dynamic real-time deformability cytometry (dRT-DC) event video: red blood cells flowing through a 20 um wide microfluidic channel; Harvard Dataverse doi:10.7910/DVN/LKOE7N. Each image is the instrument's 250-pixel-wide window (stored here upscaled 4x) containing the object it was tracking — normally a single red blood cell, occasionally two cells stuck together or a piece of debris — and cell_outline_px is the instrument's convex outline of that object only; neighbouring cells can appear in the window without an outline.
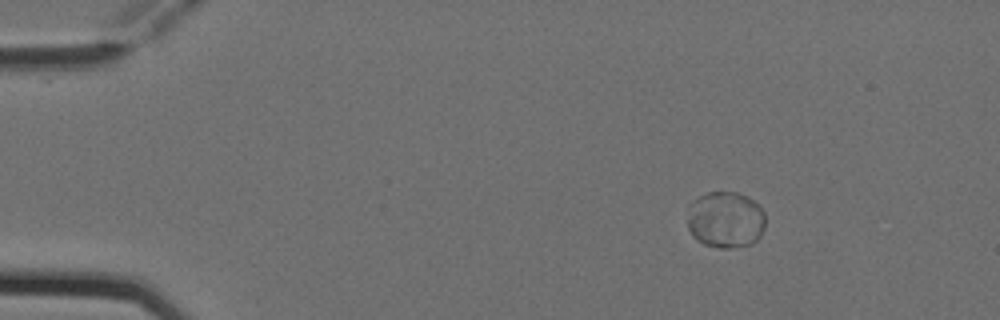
{"species": "Egyptian fruit bat (a non-hibernating species)", "species_latin": "Rousettus aegyptiacus", "temperature_condition": "cold", "stored_images_in_passage": 4, "camera_frame_rate_fps": 3000, "um_per_image_px": 0.085, "animal": {"sex": "female"}, "frame": {"image": 1, "passage_image": 1, "time_ms": 0.0, "image_size_px": [1000, 320], "cell_outline_px": [[764, 228], [760, 236], [752, 244], [732, 248], [716, 248], [704, 244], [692, 236], [688, 228], [688, 220], [692, 200], [708, 192], [736, 192], [760, 204], [764, 212]], "centroid_in_image_um": [61.68, 18.69], "position_along_channel_um": 23.3, "area_um2": 25.72}}